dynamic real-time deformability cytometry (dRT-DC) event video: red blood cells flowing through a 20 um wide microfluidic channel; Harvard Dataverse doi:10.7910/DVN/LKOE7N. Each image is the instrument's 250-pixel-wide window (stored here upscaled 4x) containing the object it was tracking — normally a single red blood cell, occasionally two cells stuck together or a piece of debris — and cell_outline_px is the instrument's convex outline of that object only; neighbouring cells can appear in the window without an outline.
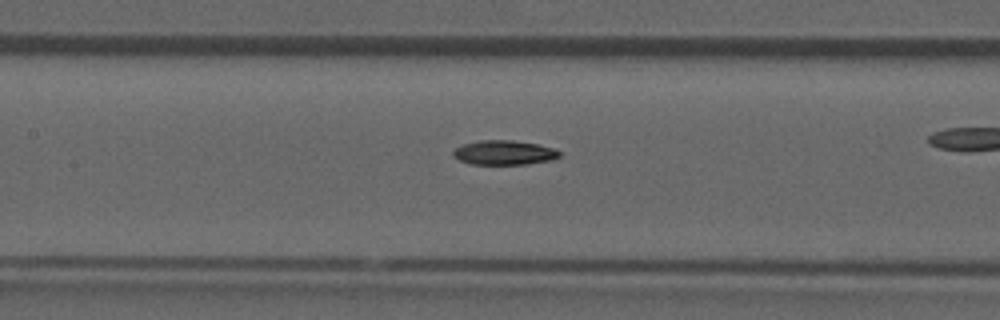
{"species": "common noctule bat (a hibernating species)", "species_latin": "Nyctalus noctula", "temperature_condition": "room temperature", "stored_images_in_passage": 41, "camera_frame_rate_fps": 3000, "um_per_image_px": 0.085, "animal": {"sex": "male", "forearm_length_mm": 52.5}, "frame": {"image": 1, "passage_image": 24, "time_ms": 7.667, "image_size_px": [1000, 320], "cell_outline_px": [[560, 156], [552, 160], [524, 164], [472, 164], [460, 160], [452, 156], [452, 152], [456, 148], [464, 144], [480, 140], [512, 140], [536, 144], [552, 148], [560, 152]], "centroid_in_image_um": [42.83, 12.97], "position_along_channel_um": 164.6, "area_um2": 14.97}}